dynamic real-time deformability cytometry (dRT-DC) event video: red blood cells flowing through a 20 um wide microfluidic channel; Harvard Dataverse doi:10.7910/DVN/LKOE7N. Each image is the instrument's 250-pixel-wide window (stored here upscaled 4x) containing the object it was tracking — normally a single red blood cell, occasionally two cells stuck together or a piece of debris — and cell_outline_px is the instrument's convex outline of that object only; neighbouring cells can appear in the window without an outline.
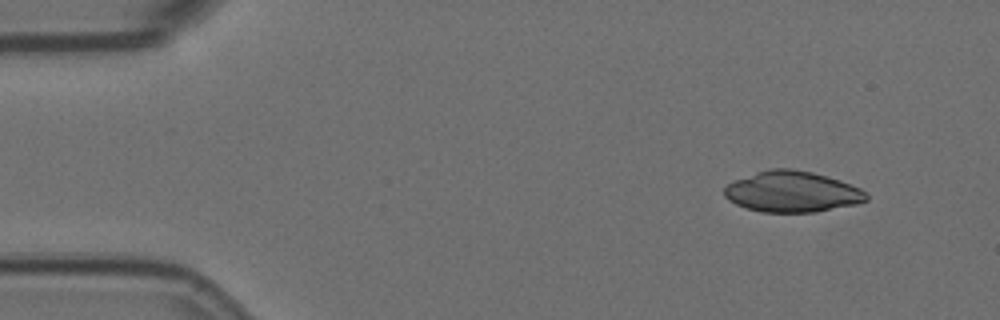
{"species": "Egyptian fruit bat (a non-hibernating species)", "species_latin": "Rousettus aegyptiacus", "temperature_condition": "room temperature", "stored_images_in_passage": 4, "camera_frame_rate_fps": 3000, "um_per_image_px": 0.085, "animal": {"sex": "female"}, "frame": {"image": 1, "passage_image": 1, "time_ms": 0.0, "image_size_px": [1000, 320], "cell_outline_px": [[868, 200], [856, 204], [816, 212], [760, 212], [736, 204], [728, 200], [724, 196], [724, 188], [732, 180], [768, 168], [792, 168], [812, 172], [840, 180], [860, 188], [868, 192]], "centroid_in_image_um": [67.33, 16.29], "position_along_channel_um": 17.7, "area_um2": 34.1}}